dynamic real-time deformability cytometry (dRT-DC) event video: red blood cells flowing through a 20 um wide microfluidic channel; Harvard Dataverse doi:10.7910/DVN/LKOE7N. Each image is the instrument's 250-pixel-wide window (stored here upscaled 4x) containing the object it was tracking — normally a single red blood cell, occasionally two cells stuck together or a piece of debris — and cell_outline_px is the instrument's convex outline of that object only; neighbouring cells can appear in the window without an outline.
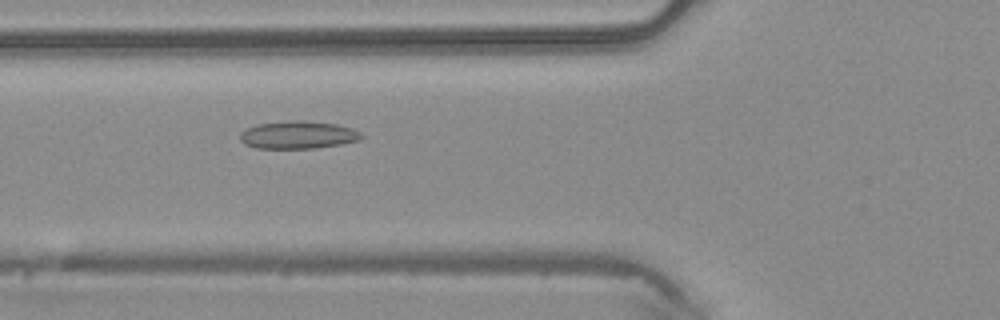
{"species": "common noctule bat (a hibernating species)", "species_latin": "Nyctalus noctula", "temperature_condition": "warm", "stored_images_in_passage": 49, "camera_frame_rate_fps": 3000, "um_per_image_px": 0.085, "animal": {"sex": "male", "body_mass_g": 20.4}, "frame": {"image": 1, "passage_image": 18, "time_ms": 5.667, "image_size_px": [1000, 320], "cell_outline_px": [[364, 136], [360, 140], [340, 144], [316, 148], [256, 148], [244, 144], [240, 140], [240, 132], [244, 128], [256, 124], [288, 120], [304, 120], [336, 124], [352, 128], [360, 132]], "centroid_in_image_um": [25.3, 11.45], "position_along_channel_um": 100.5, "area_um2": 19.83}}
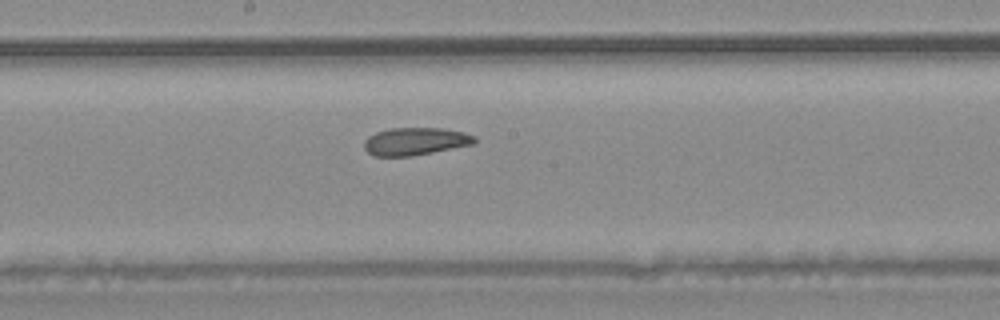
{"frame": {"image": 2, "passage_image": 26, "time_ms": 8.333, "image_size_px": [1000, 320], "cell_outline_px": [[476, 140], [472, 144], [412, 156], [372, 156], [364, 148], [364, 140], [368, 136], [376, 132], [392, 128], [444, 128], [464, 132], [476, 136]], "centroid_in_image_um": [35.28, 12.01], "position_along_channel_um": 212.9, "area_um2": 17.74}}
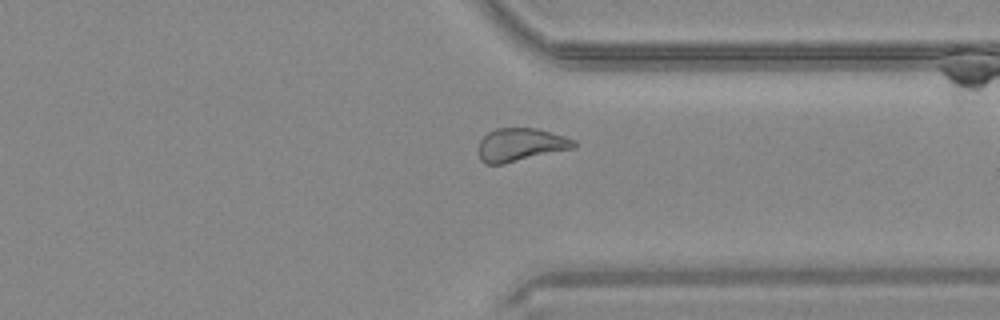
{"frame": {"image": 3, "passage_image": 37, "time_ms": 12.0, "image_size_px": [1000, 320], "cell_outline_px": [[576, 148], [504, 164], [484, 164], [480, 160], [480, 140], [488, 132], [496, 128], [536, 128], [564, 136], [576, 140]], "centroid_in_image_um": [44.28, 12.31], "position_along_channel_um": 367.1, "area_um2": 18.5}}